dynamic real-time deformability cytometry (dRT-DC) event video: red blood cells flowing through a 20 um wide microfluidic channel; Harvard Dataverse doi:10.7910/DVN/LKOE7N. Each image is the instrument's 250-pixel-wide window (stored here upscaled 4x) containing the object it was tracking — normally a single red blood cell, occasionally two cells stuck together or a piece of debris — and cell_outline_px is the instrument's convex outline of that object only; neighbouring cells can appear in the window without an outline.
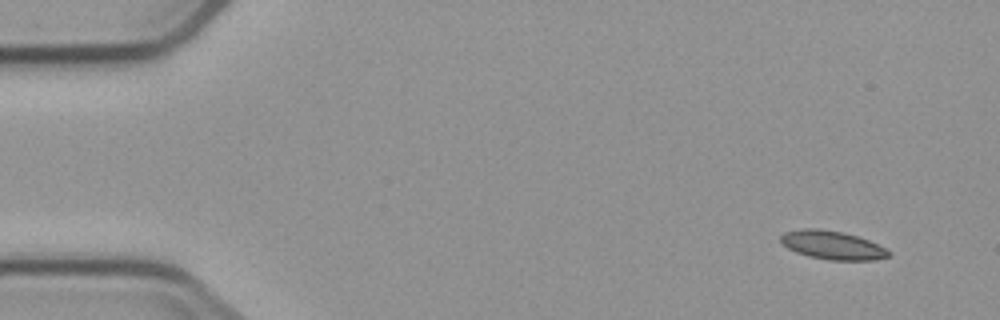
{"species": "common noctule bat (a hibernating species)", "species_latin": "Nyctalus noctula", "temperature_condition": "cold", "stored_images_in_passage": 5, "camera_frame_rate_fps": 3000, "um_per_image_px": 0.085, "animal": {"sex": "male", "body_mass_g": 23.1, "forearm_length_mm": 52.7}, "frame": {"image": 1, "passage_image": 1, "time_ms": 0.0, "image_size_px": [1000, 320], "cell_outline_px": [[892, 252], [888, 256], [872, 260], [828, 260], [808, 256], [796, 252], [788, 248], [780, 240], [780, 236], [784, 232], [804, 228], [820, 228], [840, 232], [856, 236], [868, 240]], "centroid_in_image_um": [70.71, 20.83], "position_along_channel_um": 14.3, "area_um2": 17.74}}
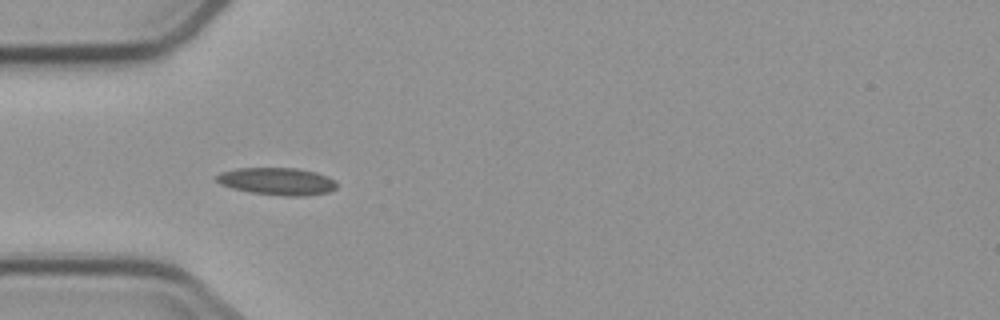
{"frame": {"image": 2, "passage_image": 4, "time_ms": 4.333, "image_size_px": [1000, 320], "cell_outline_px": [[336, 188], [328, 192], [300, 196], [284, 196], [252, 192], [232, 188], [220, 184], [216, 180], [216, 176], [220, 172], [236, 168], [296, 168], [316, 172], [328, 176], [336, 180]], "centroid_in_image_um": [23.56, 15.4], "position_along_channel_um": 61.4, "area_um2": 19.13}}
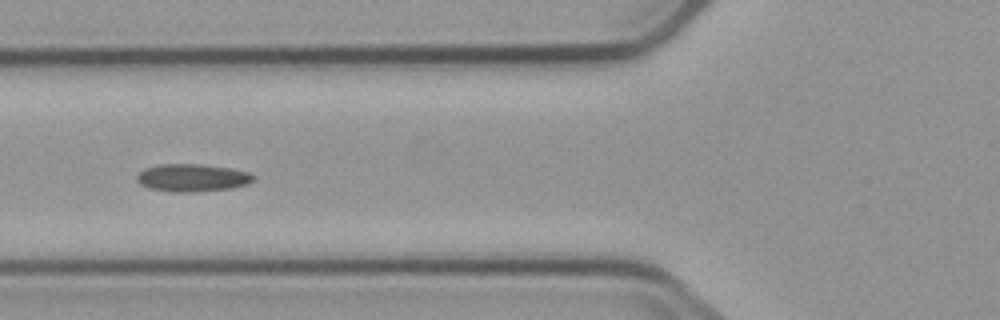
{"frame": {"image": 3, "passage_image": 5, "time_ms": 5.667, "image_size_px": [1000, 320], "cell_outline_px": [[256, 176], [248, 184], [232, 188], [192, 192], [172, 192], [148, 188], [140, 184], [136, 180], [136, 176], [144, 168], [160, 164], [200, 164], [228, 168], [248, 172]], "centroid_in_image_um": [16.31, 15.11], "position_along_channel_um": 109.5, "area_um2": 18.79}}